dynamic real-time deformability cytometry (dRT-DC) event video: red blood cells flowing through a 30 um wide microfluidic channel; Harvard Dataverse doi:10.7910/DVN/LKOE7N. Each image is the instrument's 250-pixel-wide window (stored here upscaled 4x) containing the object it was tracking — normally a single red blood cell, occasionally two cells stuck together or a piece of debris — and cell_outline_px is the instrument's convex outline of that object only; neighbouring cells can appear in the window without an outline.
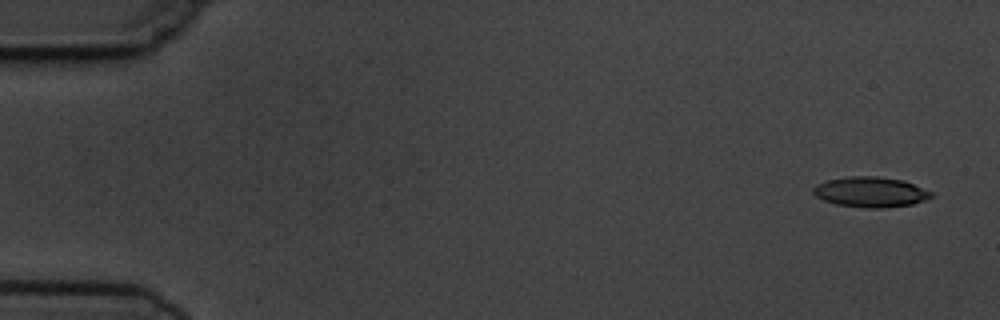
{"species": "common noctule bat (a hibernating species)", "species_latin": "Nyctalus noctula", "temperature_condition": "cold", "stored_images_in_passage": 5, "camera_frame_rate_fps": 3000, "um_per_image_px": 0.085, "animal": {"sex": "male", "body_mass_g": 19.5, "forearm_length_mm": 54.6}, "frame": {"image": 1, "passage_image": 1, "time_ms": 0.0, "image_size_px": [1000, 320], "cell_outline_px": [[936, 196], [912, 204], [880, 208], [864, 208], [836, 204], [824, 200], [816, 196], [812, 192], [812, 188], [816, 184], [828, 180], [848, 176], [876, 176], [904, 180], [932, 192]], "centroid_in_image_um": [74.0, 16.32], "position_along_channel_um": 11.0, "area_um2": 20.87}}
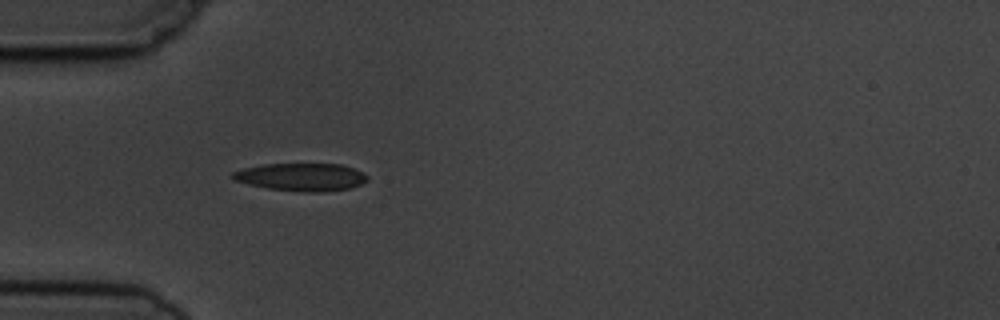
{"frame": {"image": 2, "passage_image": 5, "time_ms": 4.667, "image_size_px": [1000, 320], "cell_outline_px": [[368, 180], [352, 188], [320, 192], [304, 192], [268, 188], [248, 184], [236, 180], [228, 176], [232, 172], [244, 168], [260, 164], [340, 164], [352, 168], [368, 176]], "centroid_in_image_um": [25.58, 15.04], "position_along_channel_um": 59.4, "area_um2": 21.73}}